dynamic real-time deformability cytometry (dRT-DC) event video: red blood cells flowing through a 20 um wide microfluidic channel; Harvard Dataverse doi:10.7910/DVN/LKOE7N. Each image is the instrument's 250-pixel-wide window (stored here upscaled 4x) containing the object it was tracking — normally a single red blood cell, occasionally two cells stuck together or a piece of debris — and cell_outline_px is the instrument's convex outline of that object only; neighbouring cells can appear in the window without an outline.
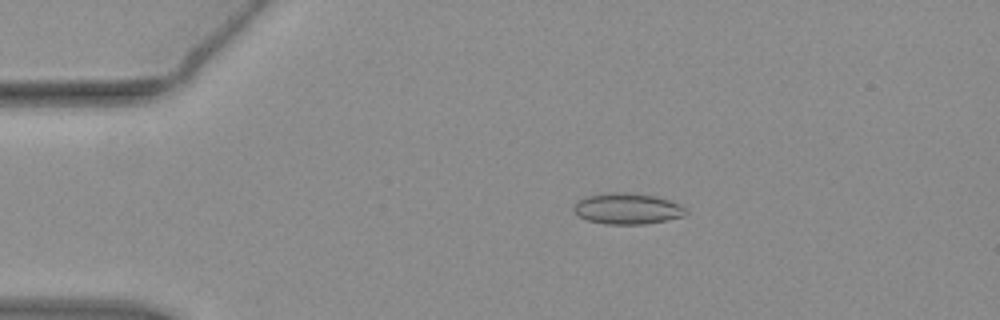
{"species": "common noctule bat (a hibernating species)", "species_latin": "Nyctalus noctula", "temperature_condition": "warm", "stored_images_in_passage": 54, "camera_frame_rate_fps": 3000, "um_per_image_px": 0.085, "animal": {"sex": "female", "body_mass_g": 19.3, "forearm_length_mm": 54.1}, "frame": {"image": 1, "passage_image": 11, "time_ms": 3.333, "image_size_px": [1000, 320], "cell_outline_px": [[688, 212], [684, 216], [668, 220], [644, 224], [604, 224], [588, 220], [572, 212], [572, 208], [580, 200], [588, 196], [612, 192], [620, 192], [656, 196], [680, 204]], "centroid_in_image_um": [53.34, 17.75], "position_along_channel_um": 31.7, "area_um2": 20.11}}
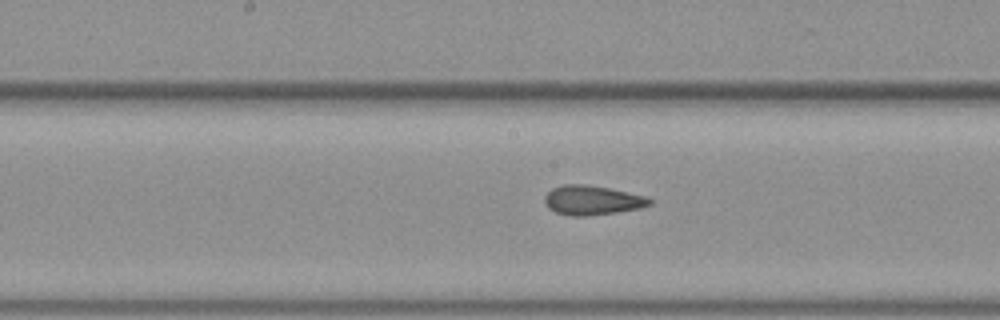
{"frame": {"image": 2, "passage_image": 28, "time_ms": 9.0, "image_size_px": [1000, 320], "cell_outline_px": [[652, 204], [640, 208], [616, 212], [588, 216], [568, 216], [556, 212], [548, 208], [544, 204], [544, 196], [552, 188], [564, 184], [584, 184], [608, 188], [648, 196], [652, 200]], "centroid_in_image_um": [50.32, 17.02], "position_along_channel_um": 197.9, "area_um2": 18.15}}
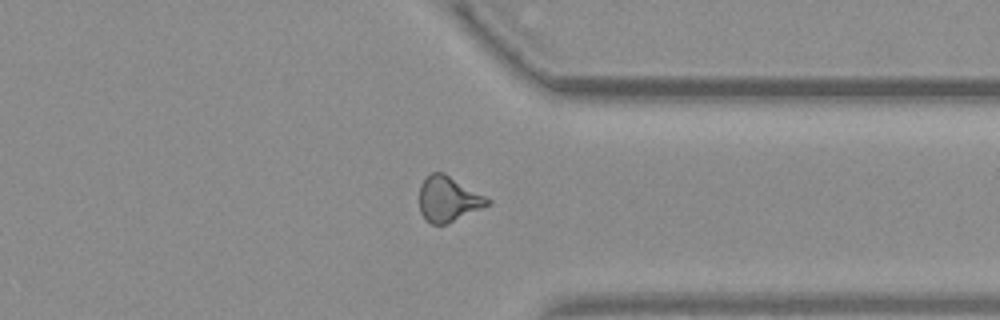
{"frame": {"image": 3, "passage_image": 42, "time_ms": 13.667, "image_size_px": [1000, 320], "cell_outline_px": [[492, 204], [444, 224], [432, 224], [424, 220], [420, 212], [420, 184], [432, 172], [444, 172], [492, 200]], "centroid_in_image_um": [38.1, 16.91], "position_along_channel_um": 373.3, "area_um2": 17.86}, "authors_computed_cell_mechanics": {"area_um2": 18.1781, "velocity_mm_per_s": 3.8238, "shape_relaxation_time_tau1_ms": null, "shape_relaxation_time_tau2_ms": 2.9164, "deformation_change_tau1": null, "deformation_change_tau2": 0.0784}}